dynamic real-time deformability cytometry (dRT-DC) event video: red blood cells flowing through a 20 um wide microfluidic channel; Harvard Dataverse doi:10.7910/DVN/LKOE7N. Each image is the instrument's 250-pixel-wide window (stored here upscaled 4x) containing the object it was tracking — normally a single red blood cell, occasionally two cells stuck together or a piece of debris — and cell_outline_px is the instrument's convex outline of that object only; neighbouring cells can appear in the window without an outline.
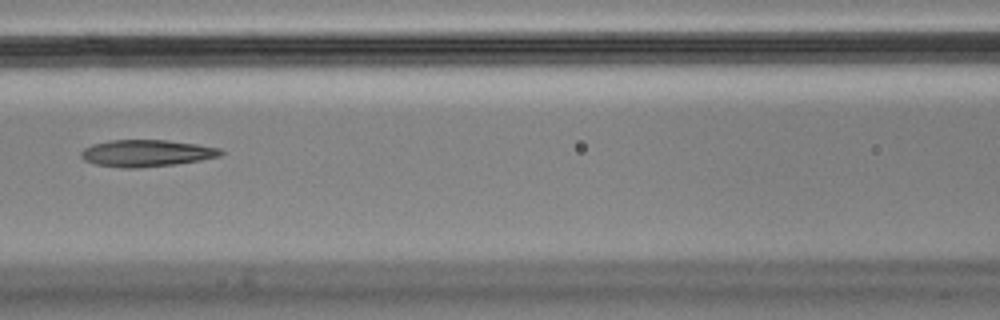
{"species": "Egyptian fruit bat (a non-hibernating species)", "species_latin": "Rousettus aegyptiacus", "temperature_condition": "cold", "stored_images_in_passage": 5, "camera_frame_rate_fps": 3000, "um_per_image_px": 0.085, "animal": {"sex": "male"}, "frame": {"image": 1, "passage_image": 3, "time_ms": 0.667, "image_size_px": [1000, 320], "cell_outline_px": [[224, 152], [220, 156], [200, 160], [176, 164], [136, 168], [124, 168], [96, 164], [84, 160], [80, 156], [80, 152], [84, 148], [92, 144], [108, 140], [168, 140], [196, 144], [220, 148]], "centroid_in_image_um": [12.43, 13.01], "position_along_channel_um": 154.2, "area_um2": 21.85}}
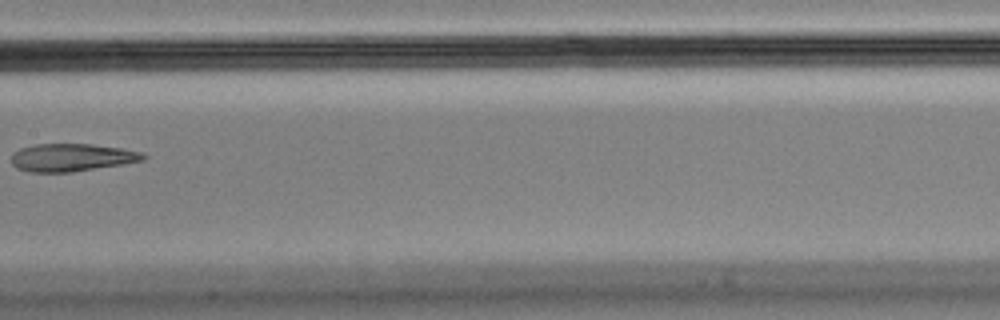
{"frame": {"image": 2, "passage_image": 4, "time_ms": 1.0, "image_size_px": [1000, 320], "cell_outline_px": [[148, 156], [144, 160], [72, 172], [28, 172], [16, 168], [12, 164], [12, 152], [20, 148], [36, 144], [92, 144], [120, 148], [144, 152]], "centroid_in_image_um": [6.08, 13.38], "position_along_channel_um": 201.3, "area_um2": 21.33}}
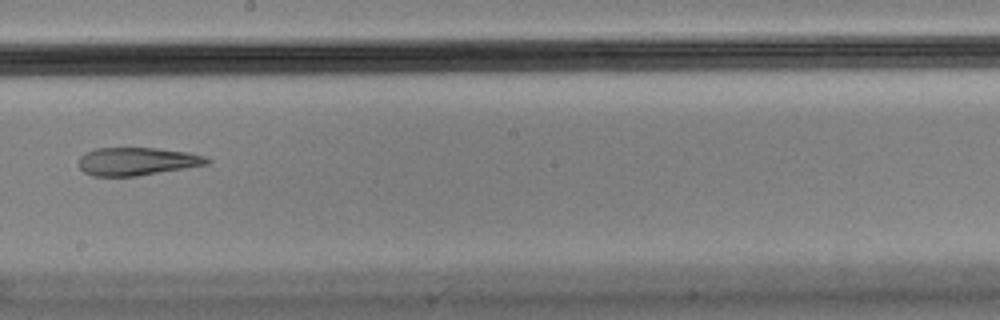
{"frame": {"image": 3, "passage_image": 5, "time_ms": 1.333, "image_size_px": [1000, 320], "cell_outline_px": [[212, 160], [208, 164], [136, 176], [92, 176], [84, 172], [80, 168], [80, 156], [84, 152], [96, 148], [156, 148], [188, 152], [204, 156]], "centroid_in_image_um": [11.63, 13.71], "position_along_channel_um": 236.6, "area_um2": 20.81}}